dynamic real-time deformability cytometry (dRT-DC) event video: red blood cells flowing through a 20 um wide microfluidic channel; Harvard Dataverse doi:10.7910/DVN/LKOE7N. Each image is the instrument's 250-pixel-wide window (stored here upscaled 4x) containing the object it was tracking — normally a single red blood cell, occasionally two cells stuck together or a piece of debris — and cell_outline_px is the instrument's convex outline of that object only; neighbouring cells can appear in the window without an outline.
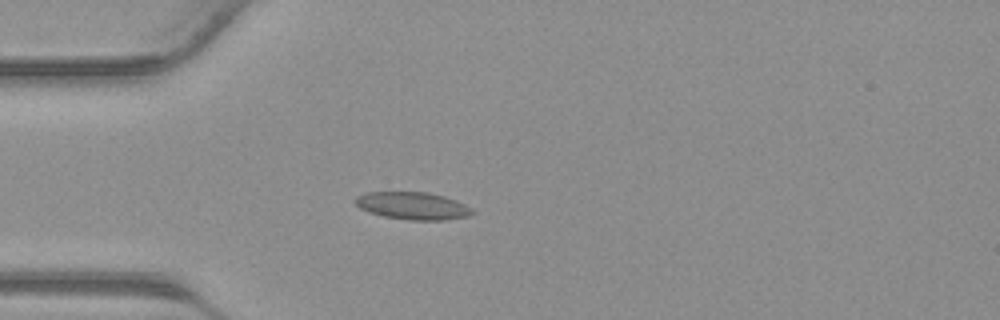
{"species": "common noctule bat (a hibernating species)", "species_latin": "Nyctalus noctula", "temperature_condition": "warm", "stored_images_in_passage": 41, "camera_frame_rate_fps": 3000, "um_per_image_px": 0.085, "animal": {"sex": "male", "body_mass_g": 23.1, "forearm_length_mm": 52.7}, "frame": {"image": 1, "passage_image": 11, "time_ms": 3.333, "image_size_px": [1000, 320], "cell_outline_px": [[476, 212], [468, 216], [444, 220], [408, 220], [384, 216], [360, 208], [352, 200], [356, 196], [368, 192], [424, 192], [444, 196], [464, 204], [472, 208]], "centroid_in_image_um": [35.08, 17.49], "position_along_channel_um": 49.9, "area_um2": 18.61}}
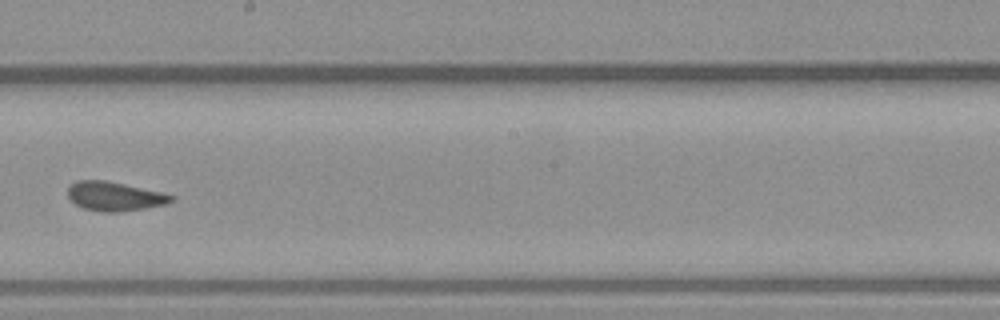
{"frame": {"image": 2, "passage_image": 23, "time_ms": 7.333, "image_size_px": [1000, 320], "cell_outline_px": [[176, 200], [168, 204], [120, 212], [100, 212], [84, 208], [76, 204], [68, 196], [68, 188], [76, 180], [104, 180], [124, 184], [160, 192], [176, 196]], "centroid_in_image_um": [9.77, 16.69], "position_along_channel_um": 238.4, "area_um2": 17.51}}
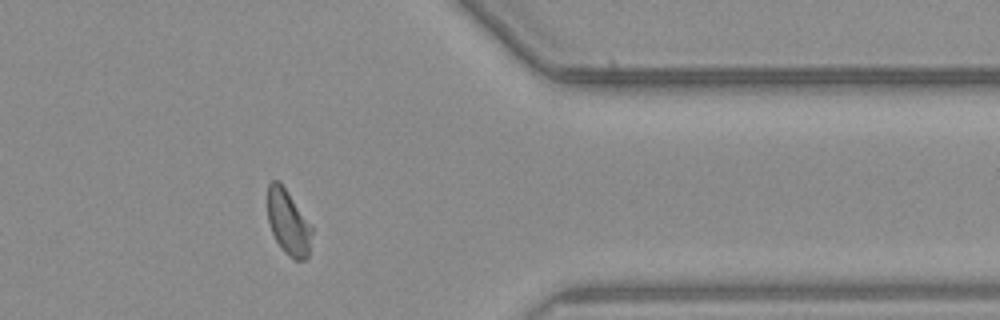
{"frame": {"image": 3, "passage_image": 33, "time_ms": 10.667, "image_size_px": [1000, 320], "cell_outline_px": [[312, 232], [308, 256], [304, 260], [296, 260], [288, 256], [284, 252], [276, 240], [272, 232], [268, 220], [268, 184], [272, 180], [280, 180], [312, 224]], "centroid_in_image_um": [24.52, 18.88], "position_along_channel_um": 386.9, "area_um2": 16.99}}